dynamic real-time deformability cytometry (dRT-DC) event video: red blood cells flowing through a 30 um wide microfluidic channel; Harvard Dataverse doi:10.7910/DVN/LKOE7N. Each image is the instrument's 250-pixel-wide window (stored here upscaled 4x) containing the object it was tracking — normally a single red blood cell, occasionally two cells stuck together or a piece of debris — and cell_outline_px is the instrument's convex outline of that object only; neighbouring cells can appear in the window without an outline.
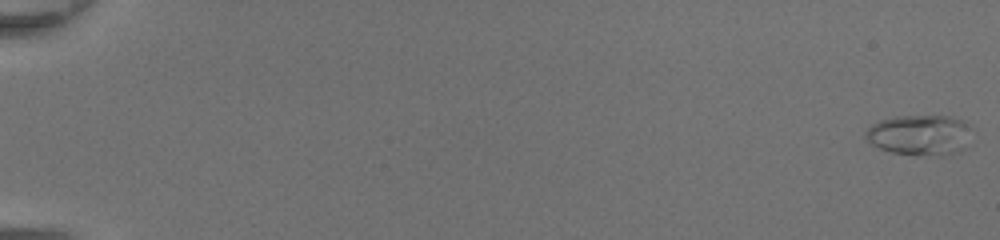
{"species": "common noctule bat (a hibernating species)", "species_latin": "Nyctalus noctula", "temperature_condition": "room temperature", "stored_images_in_passage": 7, "camera_frame_rate_fps": 3000, "um_per_image_px": 0.085, "animal": {"sex": "female", "body_mass_g": 20.0, "forearm_length_mm": 54.0}, "frame": {"image": 1, "passage_image": 1, "time_ms": 0.0, "image_size_px": [1000, 240], "cell_outline_px": [[964, 148], [960, 152], [940, 156], [916, 156], [892, 152], [880, 148], [872, 144], [864, 136], [864, 132], [872, 124], [880, 120], [896, 116], [952, 116], [960, 120], [964, 124]], "centroid_in_image_um": [78.05, 11.5], "position_along_channel_um": 6.9, "area_um2": 24.51}}